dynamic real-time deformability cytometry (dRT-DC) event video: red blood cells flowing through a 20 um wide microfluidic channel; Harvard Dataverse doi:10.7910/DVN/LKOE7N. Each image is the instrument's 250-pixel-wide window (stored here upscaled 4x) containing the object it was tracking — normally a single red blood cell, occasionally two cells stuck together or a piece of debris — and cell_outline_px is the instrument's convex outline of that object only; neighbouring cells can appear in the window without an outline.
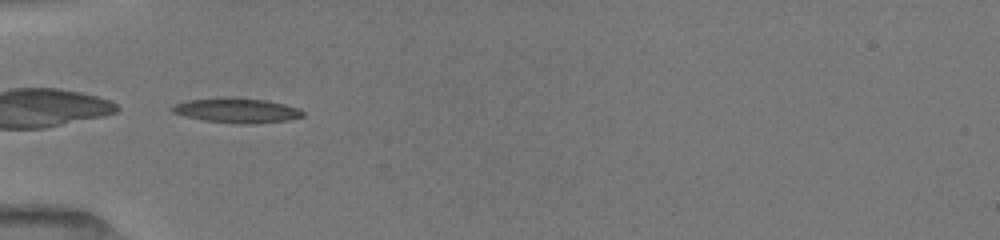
{"species": "common noctule bat (a hibernating species)", "species_latin": "Nyctalus noctula", "temperature_condition": "room temperature", "stored_images_in_passage": 20, "camera_frame_rate_fps": 3000, "um_per_image_px": 0.085, "animal": {"sex": "female", "body_mass_g": 19.5, "forearm_length_mm": 54.1}, "frame": {"image": 1, "passage_image": 11, "time_ms": 5.0, "image_size_px": [1000, 240], "cell_outline_px": [[304, 116], [288, 120], [244, 124], [236, 124], [204, 120], [184, 116], [172, 112], [168, 108], [172, 104], [188, 100], [224, 96], [236, 96], [268, 100], [300, 108], [304, 112]], "centroid_in_image_um": [20.08, 9.36], "position_along_channel_um": 64.9, "area_um2": 19.36}}
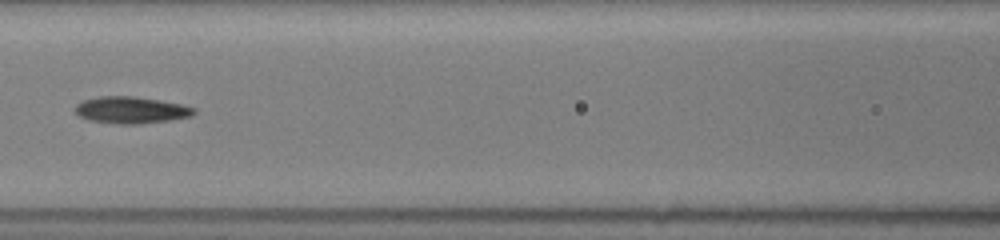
{"frame": {"image": 2, "passage_image": 16, "time_ms": 7.333, "image_size_px": [1000, 240], "cell_outline_px": [[196, 112], [192, 116], [168, 120], [140, 124], [120, 124], [88, 120], [80, 116], [76, 112], [76, 104], [84, 100], [100, 96], [136, 96], [180, 104], [196, 108]], "centroid_in_image_um": [11.15, 9.35], "position_along_channel_um": 155.4, "area_um2": 18.44}}
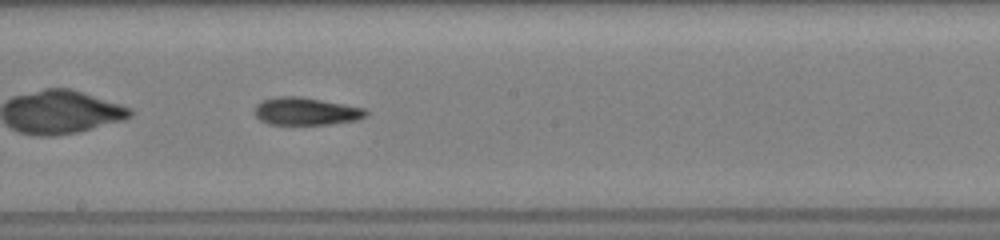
{"frame": {"image": 3, "passage_image": 20, "time_ms": 9.0, "image_size_px": [1000, 240], "cell_outline_px": [[368, 112], [364, 116], [356, 120], [328, 124], [268, 124], [260, 120], [252, 112], [256, 104], [264, 100], [276, 96], [300, 96], [344, 104], [364, 108]], "centroid_in_image_um": [25.94, 9.45], "position_along_channel_um": 222.3, "area_um2": 17.86}}